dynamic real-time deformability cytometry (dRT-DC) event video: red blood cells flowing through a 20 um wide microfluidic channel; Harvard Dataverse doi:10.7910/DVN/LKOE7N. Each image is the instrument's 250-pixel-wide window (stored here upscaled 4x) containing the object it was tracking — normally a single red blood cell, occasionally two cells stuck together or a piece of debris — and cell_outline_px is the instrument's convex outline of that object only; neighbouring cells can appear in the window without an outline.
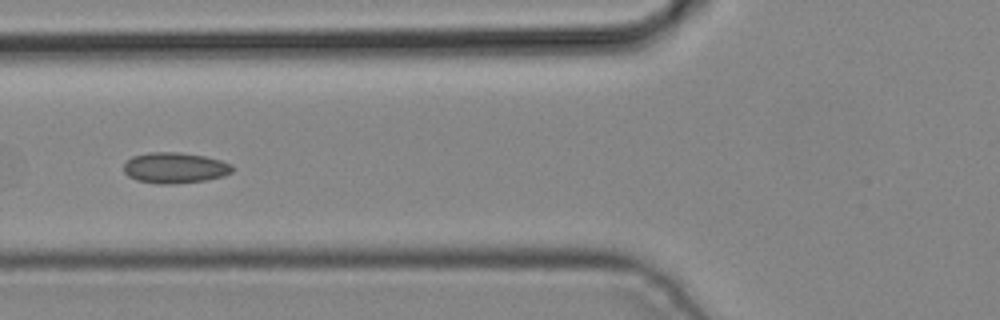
{"species": "common noctule bat (a hibernating species)", "species_latin": "Nyctalus noctula", "temperature_condition": "cold", "stored_images_in_passage": 2, "camera_frame_rate_fps": 3000, "um_per_image_px": 0.085, "animal": {"sex": "male", "body_mass_g": 19.2, "forearm_length_mm": 51.8}, "frame": {"image": 1, "passage_image": 2, "time_ms": 0.333, "image_size_px": [1000, 320], "cell_outline_px": [[232, 172], [224, 176], [204, 180], [172, 184], [156, 184], [136, 180], [128, 176], [124, 172], [124, 164], [132, 156], [148, 152], [176, 152], [204, 156], [220, 160], [232, 164]], "centroid_in_image_um": [14.84, 14.27], "position_along_channel_um": 111.0, "area_um2": 19.48}}